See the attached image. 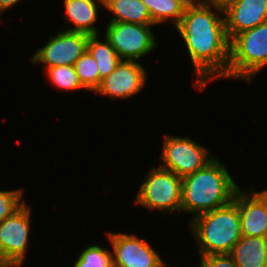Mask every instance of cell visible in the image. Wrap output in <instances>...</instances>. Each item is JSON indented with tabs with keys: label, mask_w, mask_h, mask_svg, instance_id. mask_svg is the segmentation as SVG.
Returning <instances> with one entry per match:
<instances>
[{
	"label": "cell",
	"mask_w": 267,
	"mask_h": 267,
	"mask_svg": "<svg viewBox=\"0 0 267 267\" xmlns=\"http://www.w3.org/2000/svg\"><path fill=\"white\" fill-rule=\"evenodd\" d=\"M23 265H13L12 267H22Z\"/></svg>",
	"instance_id": "cell-28"
},
{
	"label": "cell",
	"mask_w": 267,
	"mask_h": 267,
	"mask_svg": "<svg viewBox=\"0 0 267 267\" xmlns=\"http://www.w3.org/2000/svg\"><path fill=\"white\" fill-rule=\"evenodd\" d=\"M103 10L112 15L108 22L154 25L150 12L142 0H104Z\"/></svg>",
	"instance_id": "cell-16"
},
{
	"label": "cell",
	"mask_w": 267,
	"mask_h": 267,
	"mask_svg": "<svg viewBox=\"0 0 267 267\" xmlns=\"http://www.w3.org/2000/svg\"><path fill=\"white\" fill-rule=\"evenodd\" d=\"M147 70L141 61L121 60L115 70L101 81L94 93L111 101H124L137 96L147 87Z\"/></svg>",
	"instance_id": "cell-11"
},
{
	"label": "cell",
	"mask_w": 267,
	"mask_h": 267,
	"mask_svg": "<svg viewBox=\"0 0 267 267\" xmlns=\"http://www.w3.org/2000/svg\"><path fill=\"white\" fill-rule=\"evenodd\" d=\"M72 267H113L112 251L103 245L90 244L82 248Z\"/></svg>",
	"instance_id": "cell-21"
},
{
	"label": "cell",
	"mask_w": 267,
	"mask_h": 267,
	"mask_svg": "<svg viewBox=\"0 0 267 267\" xmlns=\"http://www.w3.org/2000/svg\"><path fill=\"white\" fill-rule=\"evenodd\" d=\"M49 40L42 47L36 48L30 61L33 65L45 68L74 66L75 62L87 51L89 35L81 32L60 30L49 35Z\"/></svg>",
	"instance_id": "cell-9"
},
{
	"label": "cell",
	"mask_w": 267,
	"mask_h": 267,
	"mask_svg": "<svg viewBox=\"0 0 267 267\" xmlns=\"http://www.w3.org/2000/svg\"><path fill=\"white\" fill-rule=\"evenodd\" d=\"M14 264L0 251V267H12Z\"/></svg>",
	"instance_id": "cell-26"
},
{
	"label": "cell",
	"mask_w": 267,
	"mask_h": 267,
	"mask_svg": "<svg viewBox=\"0 0 267 267\" xmlns=\"http://www.w3.org/2000/svg\"><path fill=\"white\" fill-rule=\"evenodd\" d=\"M25 202L11 216L0 222V251L14 265H25L31 232L32 207Z\"/></svg>",
	"instance_id": "cell-10"
},
{
	"label": "cell",
	"mask_w": 267,
	"mask_h": 267,
	"mask_svg": "<svg viewBox=\"0 0 267 267\" xmlns=\"http://www.w3.org/2000/svg\"><path fill=\"white\" fill-rule=\"evenodd\" d=\"M206 3L214 4L216 6L225 7L228 3L233 0H205Z\"/></svg>",
	"instance_id": "cell-27"
},
{
	"label": "cell",
	"mask_w": 267,
	"mask_h": 267,
	"mask_svg": "<svg viewBox=\"0 0 267 267\" xmlns=\"http://www.w3.org/2000/svg\"><path fill=\"white\" fill-rule=\"evenodd\" d=\"M175 28L191 59L194 89L203 91L213 80L228 79L230 40L223 7L205 3L186 9Z\"/></svg>",
	"instance_id": "cell-1"
},
{
	"label": "cell",
	"mask_w": 267,
	"mask_h": 267,
	"mask_svg": "<svg viewBox=\"0 0 267 267\" xmlns=\"http://www.w3.org/2000/svg\"><path fill=\"white\" fill-rule=\"evenodd\" d=\"M131 22H108L102 32L121 60L140 62L158 48L151 27Z\"/></svg>",
	"instance_id": "cell-7"
},
{
	"label": "cell",
	"mask_w": 267,
	"mask_h": 267,
	"mask_svg": "<svg viewBox=\"0 0 267 267\" xmlns=\"http://www.w3.org/2000/svg\"><path fill=\"white\" fill-rule=\"evenodd\" d=\"M233 202L238 206L242 236L267 238V188H239Z\"/></svg>",
	"instance_id": "cell-12"
},
{
	"label": "cell",
	"mask_w": 267,
	"mask_h": 267,
	"mask_svg": "<svg viewBox=\"0 0 267 267\" xmlns=\"http://www.w3.org/2000/svg\"><path fill=\"white\" fill-rule=\"evenodd\" d=\"M267 67V21L230 40L228 79L249 84Z\"/></svg>",
	"instance_id": "cell-4"
},
{
	"label": "cell",
	"mask_w": 267,
	"mask_h": 267,
	"mask_svg": "<svg viewBox=\"0 0 267 267\" xmlns=\"http://www.w3.org/2000/svg\"><path fill=\"white\" fill-rule=\"evenodd\" d=\"M142 2L148 8L155 27L170 22L175 29L184 13L176 0H142Z\"/></svg>",
	"instance_id": "cell-18"
},
{
	"label": "cell",
	"mask_w": 267,
	"mask_h": 267,
	"mask_svg": "<svg viewBox=\"0 0 267 267\" xmlns=\"http://www.w3.org/2000/svg\"><path fill=\"white\" fill-rule=\"evenodd\" d=\"M23 194L24 187L0 190V222L11 216L26 202Z\"/></svg>",
	"instance_id": "cell-22"
},
{
	"label": "cell",
	"mask_w": 267,
	"mask_h": 267,
	"mask_svg": "<svg viewBox=\"0 0 267 267\" xmlns=\"http://www.w3.org/2000/svg\"><path fill=\"white\" fill-rule=\"evenodd\" d=\"M64 12L61 16L64 23L73 27H66L64 30L71 32H81L88 35H99L100 29V8H104V0H62Z\"/></svg>",
	"instance_id": "cell-14"
},
{
	"label": "cell",
	"mask_w": 267,
	"mask_h": 267,
	"mask_svg": "<svg viewBox=\"0 0 267 267\" xmlns=\"http://www.w3.org/2000/svg\"><path fill=\"white\" fill-rule=\"evenodd\" d=\"M183 10L197 8L206 3L205 0H176Z\"/></svg>",
	"instance_id": "cell-25"
},
{
	"label": "cell",
	"mask_w": 267,
	"mask_h": 267,
	"mask_svg": "<svg viewBox=\"0 0 267 267\" xmlns=\"http://www.w3.org/2000/svg\"><path fill=\"white\" fill-rule=\"evenodd\" d=\"M24 0H0V16L4 13H7L6 11H9L11 8L15 7L16 5H19V3H22ZM1 17H0V23H1Z\"/></svg>",
	"instance_id": "cell-24"
},
{
	"label": "cell",
	"mask_w": 267,
	"mask_h": 267,
	"mask_svg": "<svg viewBox=\"0 0 267 267\" xmlns=\"http://www.w3.org/2000/svg\"><path fill=\"white\" fill-rule=\"evenodd\" d=\"M101 35H89L87 50L97 61L100 79H105L111 74L116 66L121 62L116 50L110 45L109 41ZM104 38V39H101Z\"/></svg>",
	"instance_id": "cell-17"
},
{
	"label": "cell",
	"mask_w": 267,
	"mask_h": 267,
	"mask_svg": "<svg viewBox=\"0 0 267 267\" xmlns=\"http://www.w3.org/2000/svg\"><path fill=\"white\" fill-rule=\"evenodd\" d=\"M45 72V73H44ZM47 81L54 88L62 91L77 92V90L87 91L80 83L74 66H57L43 69Z\"/></svg>",
	"instance_id": "cell-19"
},
{
	"label": "cell",
	"mask_w": 267,
	"mask_h": 267,
	"mask_svg": "<svg viewBox=\"0 0 267 267\" xmlns=\"http://www.w3.org/2000/svg\"><path fill=\"white\" fill-rule=\"evenodd\" d=\"M199 259L198 267H237L231 254H210Z\"/></svg>",
	"instance_id": "cell-23"
},
{
	"label": "cell",
	"mask_w": 267,
	"mask_h": 267,
	"mask_svg": "<svg viewBox=\"0 0 267 267\" xmlns=\"http://www.w3.org/2000/svg\"><path fill=\"white\" fill-rule=\"evenodd\" d=\"M75 70L81 85L89 92H95L101 83L97 61L87 50L76 62Z\"/></svg>",
	"instance_id": "cell-20"
},
{
	"label": "cell",
	"mask_w": 267,
	"mask_h": 267,
	"mask_svg": "<svg viewBox=\"0 0 267 267\" xmlns=\"http://www.w3.org/2000/svg\"><path fill=\"white\" fill-rule=\"evenodd\" d=\"M188 226L196 241L199 258L210 254H230L242 237L240 214L233 201L194 217Z\"/></svg>",
	"instance_id": "cell-3"
},
{
	"label": "cell",
	"mask_w": 267,
	"mask_h": 267,
	"mask_svg": "<svg viewBox=\"0 0 267 267\" xmlns=\"http://www.w3.org/2000/svg\"><path fill=\"white\" fill-rule=\"evenodd\" d=\"M226 163L215 156L203 168L182 178L181 213L194 217L230 204L240 188Z\"/></svg>",
	"instance_id": "cell-2"
},
{
	"label": "cell",
	"mask_w": 267,
	"mask_h": 267,
	"mask_svg": "<svg viewBox=\"0 0 267 267\" xmlns=\"http://www.w3.org/2000/svg\"><path fill=\"white\" fill-rule=\"evenodd\" d=\"M223 9L229 40L267 21V0H233Z\"/></svg>",
	"instance_id": "cell-13"
},
{
	"label": "cell",
	"mask_w": 267,
	"mask_h": 267,
	"mask_svg": "<svg viewBox=\"0 0 267 267\" xmlns=\"http://www.w3.org/2000/svg\"><path fill=\"white\" fill-rule=\"evenodd\" d=\"M209 150L188 135L180 137L164 133L158 159L162 164L159 166L183 178L203 168L215 157Z\"/></svg>",
	"instance_id": "cell-6"
},
{
	"label": "cell",
	"mask_w": 267,
	"mask_h": 267,
	"mask_svg": "<svg viewBox=\"0 0 267 267\" xmlns=\"http://www.w3.org/2000/svg\"><path fill=\"white\" fill-rule=\"evenodd\" d=\"M230 254L237 267H267V238L242 236Z\"/></svg>",
	"instance_id": "cell-15"
},
{
	"label": "cell",
	"mask_w": 267,
	"mask_h": 267,
	"mask_svg": "<svg viewBox=\"0 0 267 267\" xmlns=\"http://www.w3.org/2000/svg\"><path fill=\"white\" fill-rule=\"evenodd\" d=\"M113 267H169L147 239L133 233L107 231Z\"/></svg>",
	"instance_id": "cell-8"
},
{
	"label": "cell",
	"mask_w": 267,
	"mask_h": 267,
	"mask_svg": "<svg viewBox=\"0 0 267 267\" xmlns=\"http://www.w3.org/2000/svg\"><path fill=\"white\" fill-rule=\"evenodd\" d=\"M135 196L134 205L158 211L160 216L174 215L178 212L181 214L182 178L171 170L152 166L140 183Z\"/></svg>",
	"instance_id": "cell-5"
}]
</instances>
